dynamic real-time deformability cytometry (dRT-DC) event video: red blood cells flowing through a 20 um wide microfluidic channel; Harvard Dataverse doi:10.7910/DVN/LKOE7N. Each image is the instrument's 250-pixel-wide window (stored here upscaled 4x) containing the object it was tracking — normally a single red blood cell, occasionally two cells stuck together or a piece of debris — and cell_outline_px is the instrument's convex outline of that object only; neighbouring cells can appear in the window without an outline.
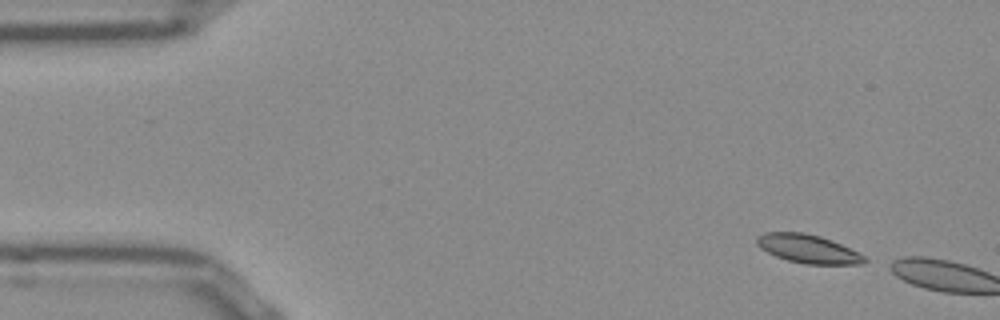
{"species": "Egyptian fruit bat (a non-hibernating species)", "species_latin": "Rousettus aegyptiacus", "temperature_condition": "room temperature", "stored_images_in_passage": 3, "camera_frame_rate_fps": 3000, "um_per_image_px": 0.085, "frame": {"image": 1, "passage_image": 1, "time_ms": 0.0, "image_size_px": [1000, 320], "cell_outline_px": [[868, 260], [864, 264], [804, 264], [788, 260], [776, 256], [760, 248], [756, 244], [756, 236], [764, 232], [804, 232], [820, 236], [840, 244], [864, 256]], "centroid_in_image_um": [68.64, 21.14], "position_along_channel_um": 16.4, "area_um2": 17.8}}